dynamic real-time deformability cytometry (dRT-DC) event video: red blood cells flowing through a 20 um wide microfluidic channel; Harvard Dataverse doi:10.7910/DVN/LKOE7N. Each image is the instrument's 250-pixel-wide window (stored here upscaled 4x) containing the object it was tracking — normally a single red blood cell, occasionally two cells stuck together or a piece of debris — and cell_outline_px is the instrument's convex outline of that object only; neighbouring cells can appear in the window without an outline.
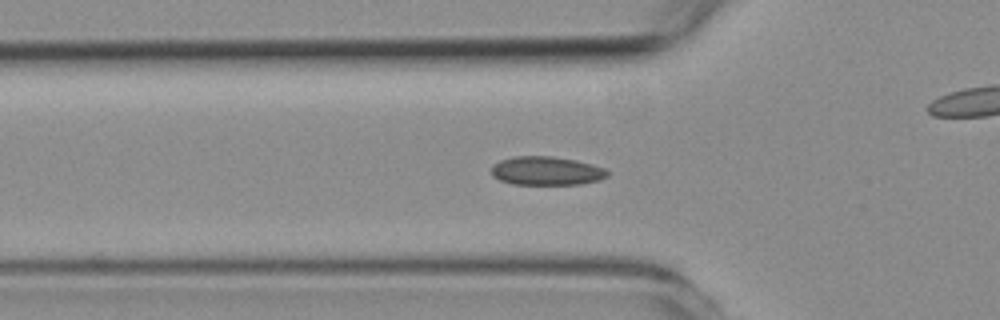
{"species": "common noctule bat (a hibernating species)", "species_latin": "Nyctalus noctula", "temperature_condition": "room temperature", "stored_images_in_passage": 52, "camera_frame_rate_fps": 3000, "um_per_image_px": 0.085, "animal": {"sex": "female", "body_mass_g": 19.3, "forearm_length_mm": 54.1}, "frame": {"image": 1, "passage_image": 15, "time_ms": 4.667, "image_size_px": [1000, 320], "cell_outline_px": [[608, 176], [600, 180], [580, 184], [512, 184], [500, 180], [492, 176], [492, 164], [500, 160], [516, 156], [548, 156], [576, 160], [592, 164], [604, 168], [608, 172]], "centroid_in_image_um": [46.44, 14.52], "position_along_channel_um": 79.4, "area_um2": 19.36}}
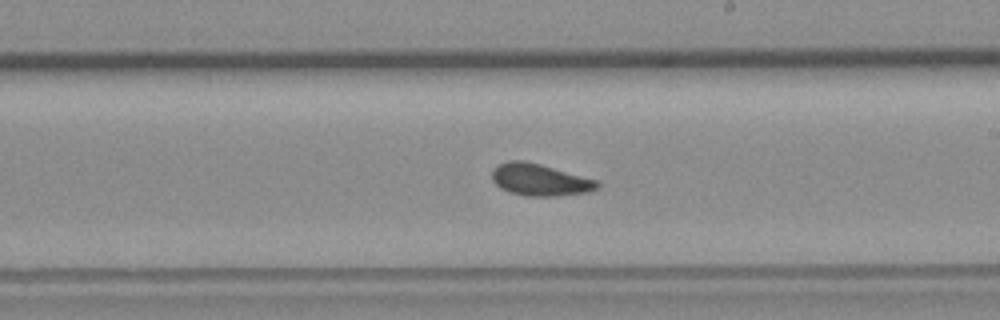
{"frame": {"image": 2, "passage_image": 28, "time_ms": 9.0, "image_size_px": [1000, 320], "cell_outline_px": [[600, 184], [596, 188], [588, 192], [556, 196], [524, 196], [508, 192], [500, 188], [492, 180], [492, 168], [496, 164], [508, 160], [524, 160], [540, 164], [596, 180]], "centroid_in_image_um": [45.81, 15.28], "position_along_channel_um": 243.2, "area_um2": 19.65}}
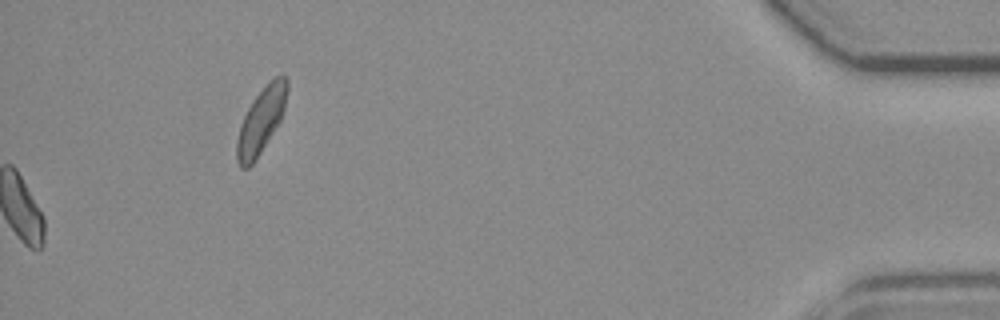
{"frame": {"image": 3, "passage_image": 52, "time_ms": 17.0, "image_size_px": [1000, 320], "cell_outline_px": [[288, 88], [284, 108], [280, 120], [256, 160], [248, 168], [240, 168], [236, 160], [236, 140], [240, 124], [252, 100], [280, 72], [284, 72], [288, 80]], "centroid_in_image_um": [22.18, 10.26], "position_along_channel_um": 413.0, "area_um2": 19.13}, "authors_computed_cell_mechanics": {"area_um2": 19.2185, "velocity_mm_per_s": 3.772, "shape_relaxation_time_tau1_ms": 5.5763, "shape_relaxation_time_tau2_ms": null, "deformation_change_tau1": 0.0867, "deformation_change_tau2": null}}